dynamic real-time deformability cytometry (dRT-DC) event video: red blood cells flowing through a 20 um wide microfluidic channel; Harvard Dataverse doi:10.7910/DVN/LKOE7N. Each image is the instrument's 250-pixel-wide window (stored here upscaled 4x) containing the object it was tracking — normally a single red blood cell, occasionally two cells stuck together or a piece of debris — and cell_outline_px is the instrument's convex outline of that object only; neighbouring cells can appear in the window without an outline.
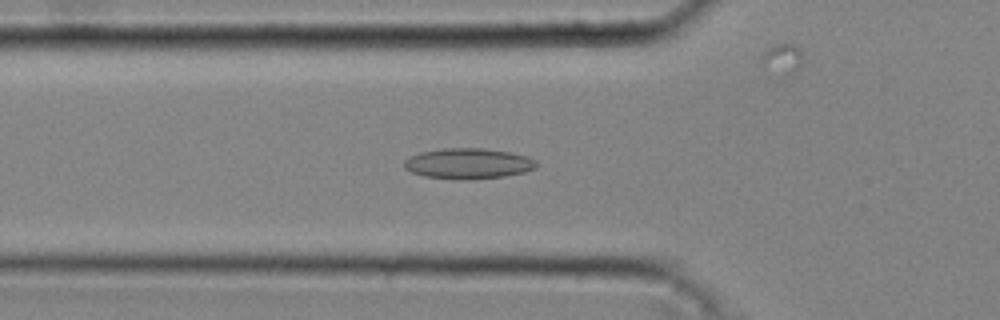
{"species": "common noctule bat (a hibernating species)", "species_latin": "Nyctalus noctula", "temperature_condition": "cold", "stored_images_in_passage": 41, "camera_frame_rate_fps": 3000, "um_per_image_px": 0.085, "animal": {"sex": "male", "body_mass_g": 20.4}, "frame": {"image": 1, "passage_image": 16, "time_ms": 5.0, "image_size_px": [1000, 320], "cell_outline_px": [[536, 168], [524, 172], [504, 176], [468, 180], [460, 180], [424, 176], [412, 172], [404, 168], [404, 160], [408, 156], [420, 152], [444, 148], [484, 148], [512, 152], [528, 156], [536, 160]], "centroid_in_image_um": [39.79, 13.89], "position_along_channel_um": 86.0, "area_um2": 23.81}}
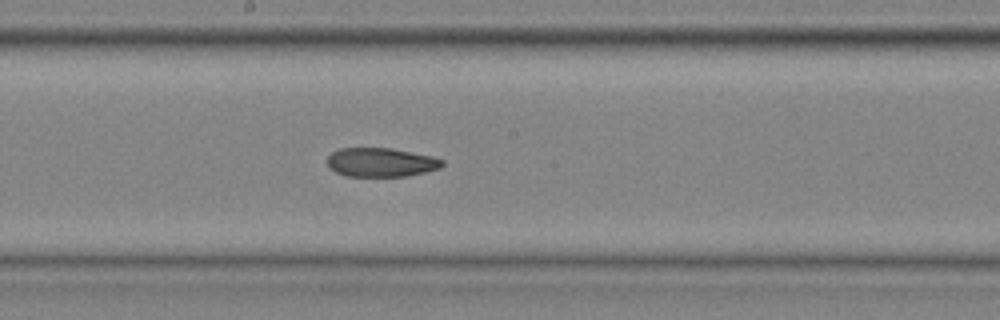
{"frame": {"image": 2, "passage_image": 25, "time_ms": 8.0, "image_size_px": [1000, 320], "cell_outline_px": [[444, 164], [440, 168], [424, 172], [404, 176], [344, 176], [328, 168], [328, 156], [332, 152], [340, 148], [392, 148], [432, 156], [444, 160]], "centroid_in_image_um": [32.37, 13.79], "position_along_channel_um": 215.8, "area_um2": 19.42}}
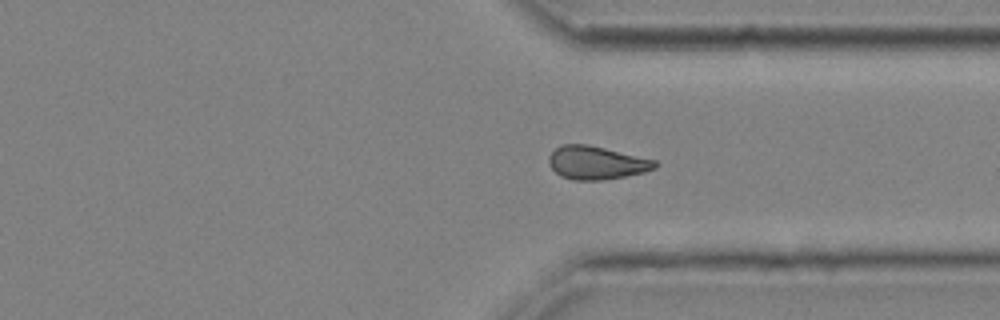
{"frame": {"image": 3, "passage_image": 35, "time_ms": 11.333, "image_size_px": [1000, 320], "cell_outline_px": [[660, 164], [656, 168], [644, 172], [604, 180], [572, 180], [560, 176], [548, 164], [548, 156], [560, 144], [588, 144], [656, 160]], "centroid_in_image_um": [50.69, 13.83], "position_along_channel_um": 360.7, "area_um2": 20.69}}